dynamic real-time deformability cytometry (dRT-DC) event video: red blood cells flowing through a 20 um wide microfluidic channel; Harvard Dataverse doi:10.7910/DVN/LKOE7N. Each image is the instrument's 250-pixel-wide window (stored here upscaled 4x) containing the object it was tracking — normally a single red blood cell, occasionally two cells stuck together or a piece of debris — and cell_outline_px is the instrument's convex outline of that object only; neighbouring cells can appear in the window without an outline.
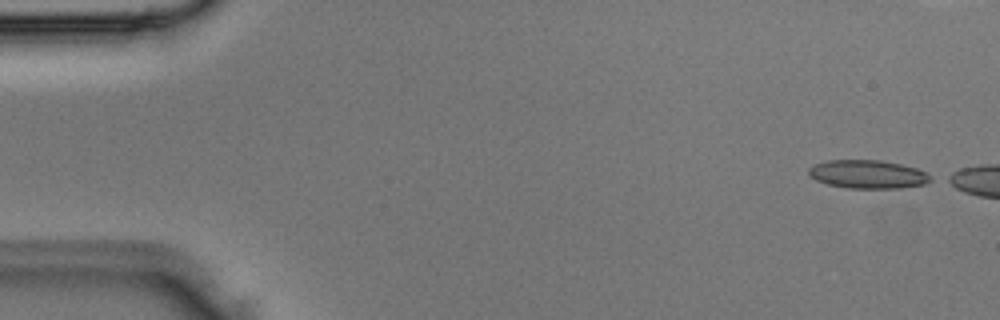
{"species": "Egyptian fruit bat (a non-hibernating species)", "species_latin": "Rousettus aegyptiacus", "temperature_condition": "room temperature", "stored_images_in_passage": 4, "camera_frame_rate_fps": 3000, "um_per_image_px": 0.085, "animal": {"sex": "male"}, "frame": {"image": 1, "passage_image": 1, "time_ms": 0.0, "image_size_px": [1000, 320], "cell_outline_px": [[932, 180], [924, 184], [900, 188], [848, 188], [828, 184], [816, 180], [808, 172], [808, 168], [816, 164], [828, 160], [880, 160], [900, 164], [916, 168], [932, 176]], "centroid_in_image_um": [73.78, 14.81], "position_along_channel_um": 11.2, "area_um2": 20.0}}